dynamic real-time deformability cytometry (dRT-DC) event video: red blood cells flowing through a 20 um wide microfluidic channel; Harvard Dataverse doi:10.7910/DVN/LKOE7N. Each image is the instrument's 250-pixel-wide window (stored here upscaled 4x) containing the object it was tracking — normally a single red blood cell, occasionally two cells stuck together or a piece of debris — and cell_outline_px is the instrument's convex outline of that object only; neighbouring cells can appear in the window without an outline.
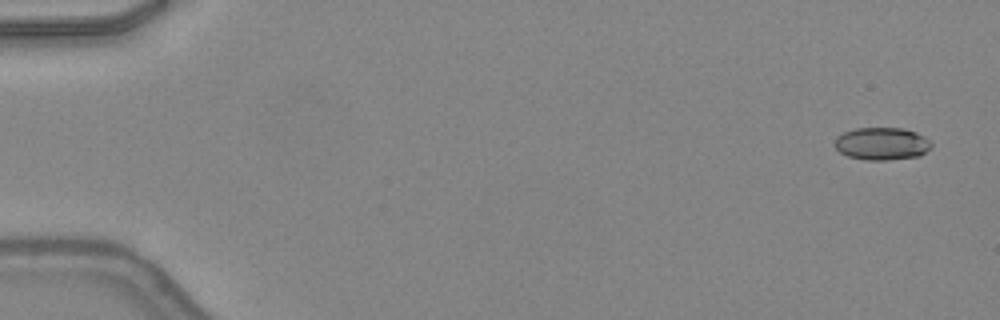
{"species": "common noctule bat (a hibernating species)", "species_latin": "Nyctalus noctula", "temperature_condition": "warm", "stored_images_in_passage": 47, "camera_frame_rate_fps": 3000, "um_per_image_px": 0.085, "animal": {"sex": "female", "body_mass_g": 24.6, "forearm_length_mm": 56.2}, "frame": {"image": 1, "passage_image": 1, "time_ms": 0.0, "image_size_px": [1000, 320], "cell_outline_px": [[932, 144], [920, 156], [888, 160], [868, 160], [848, 156], [840, 152], [836, 148], [836, 136], [844, 132], [856, 128], [904, 128], [916, 132], [924, 136]], "centroid_in_image_um": [74.95, 12.21], "position_along_channel_um": 10.0, "area_um2": 18.21}}
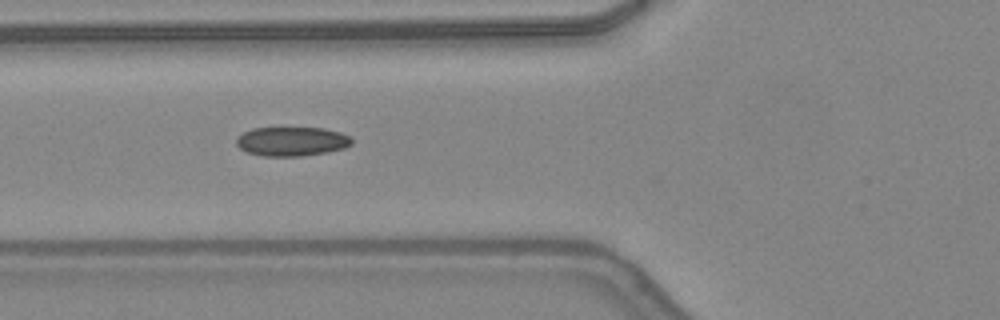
{"frame": {"image": 2, "passage_image": 18, "time_ms": 5.667, "image_size_px": [1000, 320], "cell_outline_px": [[352, 144], [344, 148], [328, 152], [304, 156], [264, 156], [248, 152], [240, 148], [236, 144], [236, 140], [244, 132], [252, 128], [324, 128], [340, 132], [348, 136], [352, 140]], "centroid_in_image_um": [24.82, 12.02], "position_along_channel_um": 101.0, "area_um2": 19.54}}
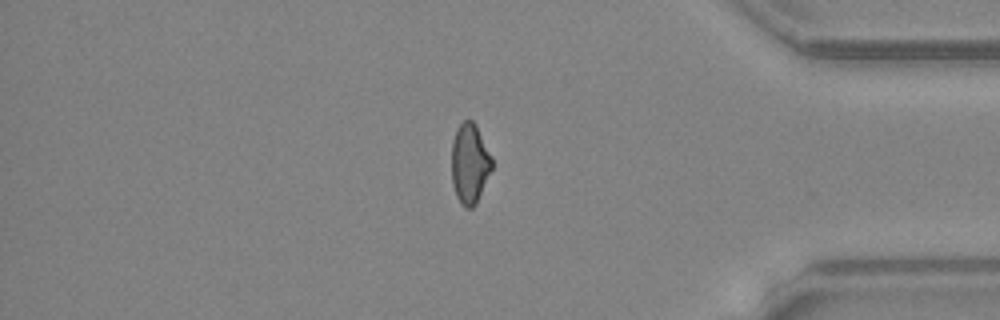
{"frame": {"image": 3, "passage_image": 40, "time_ms": 13.0, "image_size_px": [1000, 320], "cell_outline_px": [[492, 168], [476, 204], [472, 208], [464, 208], [460, 204], [456, 196], [452, 184], [452, 140], [456, 128], [464, 120], [472, 120], [476, 124], [492, 156]], "centroid_in_image_um": [39.92, 13.9], "position_along_channel_um": 395.3, "area_um2": 19.02}, "authors_computed_cell_mechanics": {"area_um2": 19.3052, "velocity_mm_per_s": 4.3606, "shape_relaxation_time_tau1_ms": null, "shape_relaxation_time_tau2_ms": 1.6603, "deformation_change_tau1": null, "deformation_change_tau2": 0.0722}}